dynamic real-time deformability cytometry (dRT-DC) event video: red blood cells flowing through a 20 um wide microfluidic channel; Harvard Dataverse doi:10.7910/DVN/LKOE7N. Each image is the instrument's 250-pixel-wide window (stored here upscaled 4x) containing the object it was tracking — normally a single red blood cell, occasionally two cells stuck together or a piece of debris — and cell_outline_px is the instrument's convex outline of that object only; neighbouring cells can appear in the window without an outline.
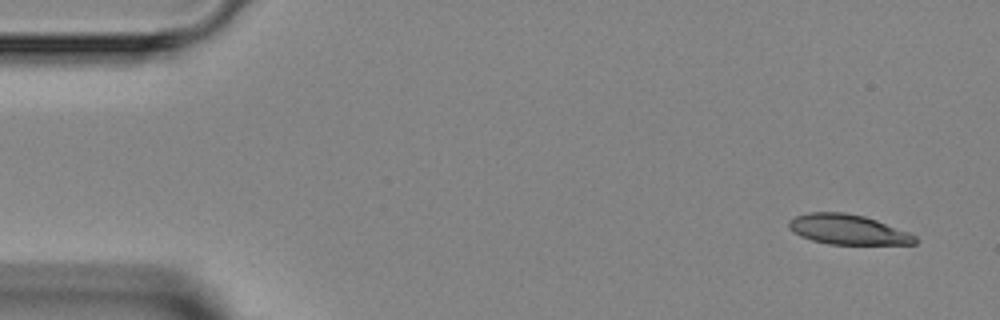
{"species": "Egyptian fruit bat (a non-hibernating species)", "species_latin": "Rousettus aegyptiacus", "temperature_condition": "room temperature", "stored_images_in_passage": 4, "segment_of_instrument_passage": [2, 2], "camera_frame_rate_fps": 3000, "um_per_image_px": 0.085, "animal": {"sex": "female"}, "frame": {"image": 1, "passage_image": 4, "time_ms": 3.333, "image_size_px": [1000, 320], "cell_outline_px": [[920, 240], [916, 244], [828, 244], [812, 240], [800, 236], [792, 232], [788, 228], [788, 220], [796, 216], [808, 212], [844, 212], [864, 216], [876, 220], [908, 232], [916, 236]], "centroid_in_image_um": [72.05, 19.51], "position_along_channel_um": 13.0, "area_um2": 22.14}}